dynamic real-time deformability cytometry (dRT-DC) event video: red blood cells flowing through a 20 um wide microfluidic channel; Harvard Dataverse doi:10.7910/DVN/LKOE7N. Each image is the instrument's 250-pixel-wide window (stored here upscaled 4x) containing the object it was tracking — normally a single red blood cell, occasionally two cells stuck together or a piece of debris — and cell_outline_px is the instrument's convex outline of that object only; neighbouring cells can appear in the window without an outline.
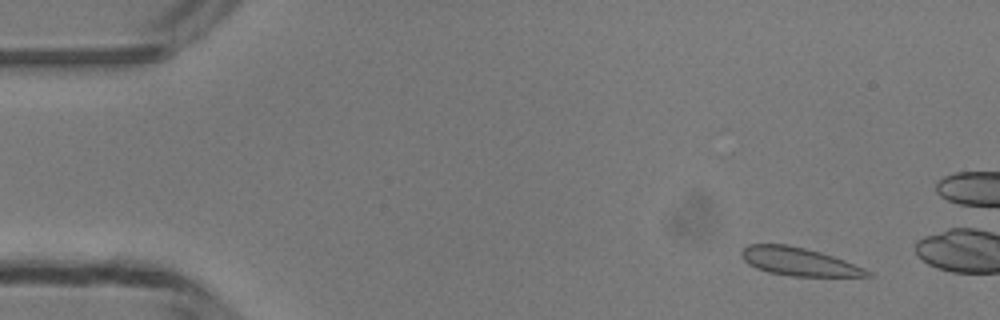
{"species": "common noctule bat (a hibernating species)", "species_latin": "Nyctalus noctula", "temperature_condition": "room temperature", "stored_images_in_passage": 50, "camera_frame_rate_fps": 3000, "um_per_image_px": 0.085, "animal": {"sex": "male", "body_mass_g": 13.3}, "frame": {"image": 1, "passage_image": 5, "time_ms": 1.333, "image_size_px": [1000, 320], "cell_outline_px": [[872, 276], [792, 276], [768, 272], [756, 268], [748, 264], [740, 256], [740, 252], [748, 244], [788, 244], [820, 252], [844, 260], [864, 268], [872, 272]], "centroid_in_image_um": [67.86, 22.23], "position_along_channel_um": 17.1, "area_um2": 20.52}}
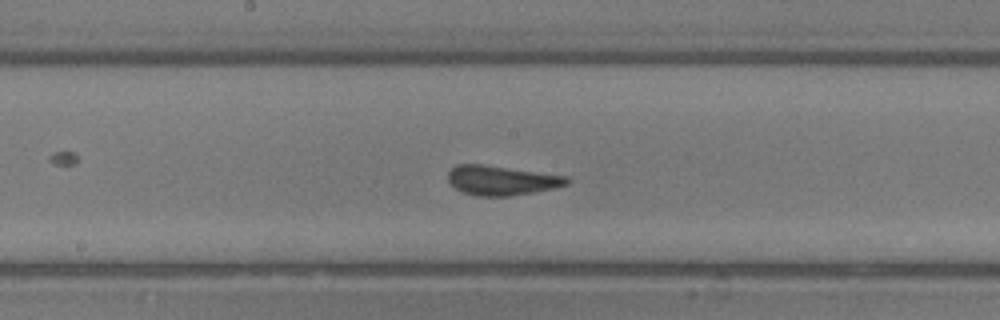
{"frame": {"image": 2, "passage_image": 26, "time_ms": 8.333, "image_size_px": [1000, 320], "cell_outline_px": [[572, 180], [568, 184], [556, 188], [508, 196], [476, 196], [464, 192], [456, 188], [448, 180], [448, 172], [456, 164], [484, 164], [568, 176]], "centroid_in_image_um": [42.66, 15.32], "position_along_channel_um": 205.5, "area_um2": 20.52}}
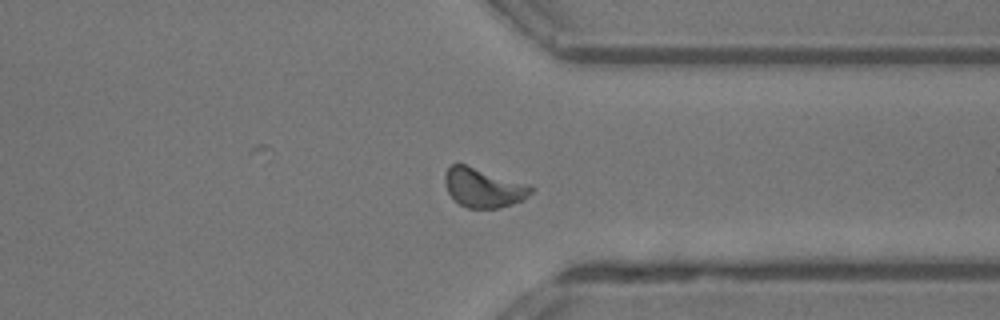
{"frame": {"image": 3, "passage_image": 38, "time_ms": 12.333, "image_size_px": [1000, 320], "cell_outline_px": [[532, 192], [524, 200], [500, 208], [468, 208], [460, 204], [448, 192], [444, 184], [444, 172], [452, 164], [464, 164], [532, 184]], "centroid_in_image_um": [41.12, 15.95], "position_along_channel_um": 370.3, "area_um2": 19.88}, "authors_computed_cell_mechanics": {"area_um2": 20.1433, "velocity_mm_per_s": 4.163, "shape_relaxation_time_tau1_ms": 4.0938, "shape_relaxation_time_tau2_ms": null, "deformation_change_tau1": 0.1011, "deformation_change_tau2": null}}